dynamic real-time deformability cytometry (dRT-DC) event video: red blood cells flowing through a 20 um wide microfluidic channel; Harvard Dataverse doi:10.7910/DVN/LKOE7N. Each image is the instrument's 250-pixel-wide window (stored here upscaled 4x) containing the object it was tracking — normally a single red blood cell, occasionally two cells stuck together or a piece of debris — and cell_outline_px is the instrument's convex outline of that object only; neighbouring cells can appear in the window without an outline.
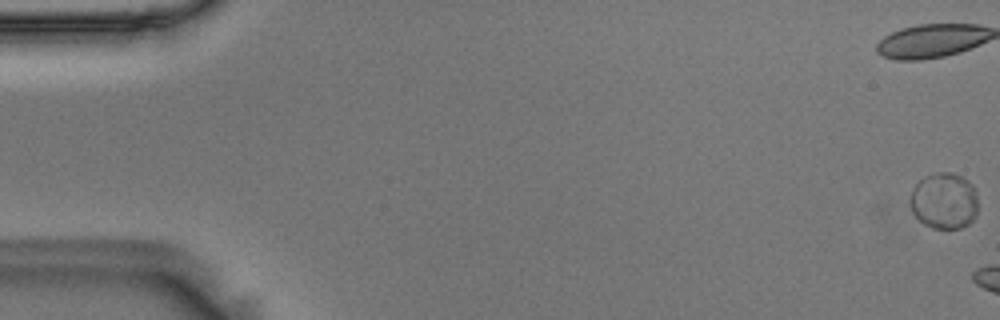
{"species": "Egyptian fruit bat (a non-hibernating species)", "species_latin": "Rousettus aegyptiacus", "temperature_condition": "room temperature", "stored_images_in_passage": 6, "camera_frame_rate_fps": 3000, "um_per_image_px": 0.085, "animal": {"sex": "male"}, "frame": {"image": 1, "passage_image": 1, "time_ms": 0.0, "image_size_px": [1000, 320], "cell_outline_px": [[976, 216], [968, 224], [960, 228], [932, 228], [924, 224], [912, 212], [912, 188], [924, 176], [936, 172], [952, 172], [968, 180], [972, 184], [976, 192]], "centroid_in_image_um": [80.26, 17.06], "position_along_channel_um": 4.7, "area_um2": 22.08}}